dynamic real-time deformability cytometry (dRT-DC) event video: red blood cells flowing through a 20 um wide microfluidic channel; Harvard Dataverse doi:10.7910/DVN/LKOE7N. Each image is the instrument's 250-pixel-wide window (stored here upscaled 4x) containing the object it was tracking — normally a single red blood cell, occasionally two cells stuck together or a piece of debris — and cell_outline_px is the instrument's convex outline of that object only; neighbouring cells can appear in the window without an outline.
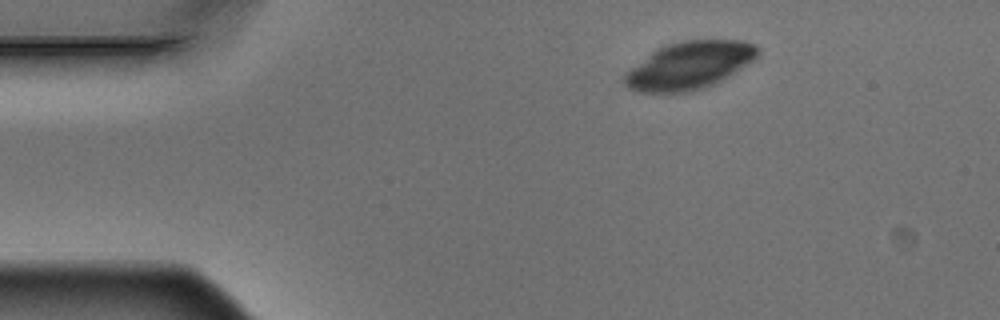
{"species": "Egyptian fruit bat (a non-hibernating species)", "species_latin": "Rousettus aegyptiacus", "temperature_condition": "warm", "stored_images_in_passage": 4, "segment_of_instrument_passage": [1, 2], "camera_frame_rate_fps": 3000, "um_per_image_px": 0.085, "animal": {"sex": "male"}, "frame": {"image": 1, "passage_image": 1, "time_ms": 0.0, "image_size_px": [1000, 320], "cell_outline_px": [[760, 52], [752, 60], [720, 80], [704, 88], [688, 92], [640, 92], [628, 88], [624, 84], [624, 76], [632, 68], [652, 52], [668, 44], [684, 40], [744, 40], [756, 44]], "centroid_in_image_um": [58.6, 5.55], "position_along_channel_um": 26.4, "area_um2": 36.13}}